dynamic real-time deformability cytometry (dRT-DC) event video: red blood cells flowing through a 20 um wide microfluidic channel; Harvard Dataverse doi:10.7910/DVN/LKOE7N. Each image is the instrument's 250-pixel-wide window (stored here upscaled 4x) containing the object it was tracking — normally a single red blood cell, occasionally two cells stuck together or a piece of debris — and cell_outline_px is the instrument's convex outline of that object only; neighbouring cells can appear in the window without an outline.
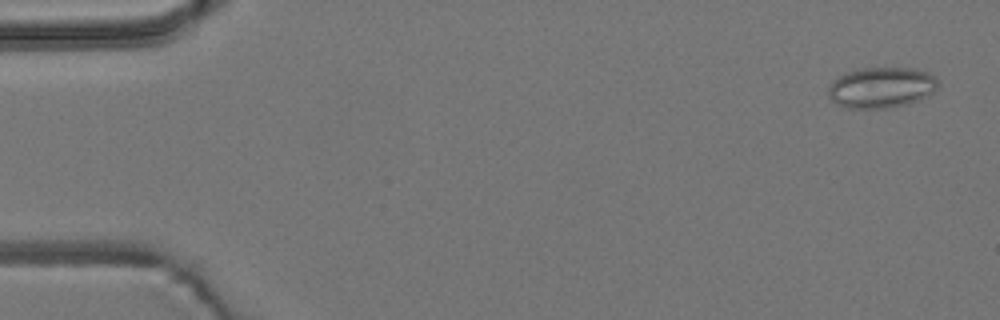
{"species": "common noctule bat (a hibernating species)", "species_latin": "Nyctalus noctula", "temperature_condition": "room temperature", "stored_images_in_passage": 55, "camera_frame_rate_fps": 3000, "um_per_image_px": 0.085, "animal": {"sex": "male", "body_mass_g": 19.2, "forearm_length_mm": 51.8}, "frame": {"image": 1, "passage_image": 3, "time_ms": 0.667, "image_size_px": [1000, 320], "cell_outline_px": [[936, 88], [928, 96], [920, 100], [908, 104], [888, 108], [844, 108], [836, 104], [828, 96], [828, 88], [832, 80], [848, 72], [860, 68], [912, 68], [928, 72], [936, 76]], "centroid_in_image_um": [74.9, 7.45], "position_along_channel_um": 10.1, "area_um2": 26.18}}
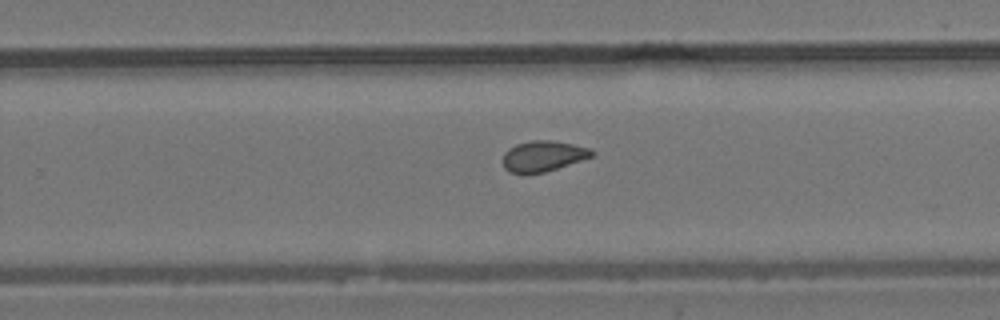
{"frame": {"image": 2, "passage_image": 35, "time_ms": 11.333, "image_size_px": [1000, 320], "cell_outline_px": [[596, 156], [544, 172], [524, 176], [508, 172], [504, 168], [504, 152], [508, 148], [516, 144], [532, 140], [552, 140], [592, 148], [596, 152]], "centroid_in_image_um": [46.18, 13.29], "position_along_channel_um": 283.6, "area_um2": 16.42}}
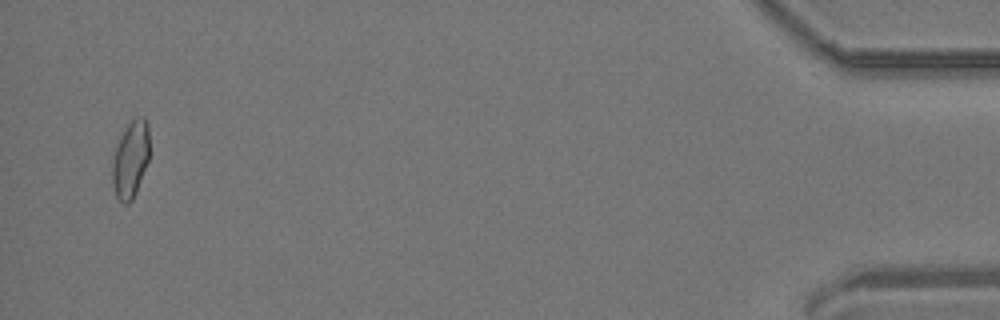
{"frame": {"image": 3, "passage_image": 53, "time_ms": 17.333, "image_size_px": [1000, 320], "cell_outline_px": [[148, 160], [136, 192], [132, 200], [128, 204], [124, 204], [116, 196], [112, 184], [112, 164], [116, 148], [120, 136], [128, 124], [136, 116], [144, 116], [148, 124]], "centroid_in_image_um": [11.09, 13.55], "position_along_channel_um": 424.1, "area_um2": 16.47}, "authors_computed_cell_mechanics": {"area_um2": 16.473, "velocity_mm_per_s": 3.8163, "shape_relaxation_time_tau1_ms": null, "shape_relaxation_time_tau2_ms": 1.6371, "deformation_change_tau1": null, "deformation_change_tau2": 0.0763}}